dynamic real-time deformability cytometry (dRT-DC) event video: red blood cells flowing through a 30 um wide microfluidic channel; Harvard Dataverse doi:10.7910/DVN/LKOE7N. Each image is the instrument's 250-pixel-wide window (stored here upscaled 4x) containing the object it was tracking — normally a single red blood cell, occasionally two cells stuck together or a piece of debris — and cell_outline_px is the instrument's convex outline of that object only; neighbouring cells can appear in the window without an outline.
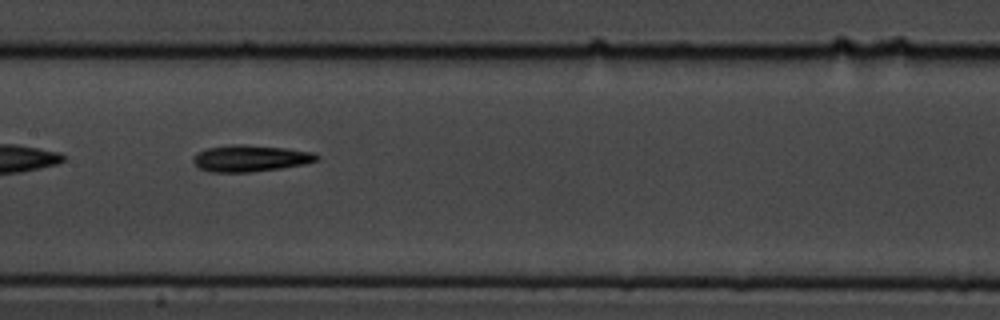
{"species": "common noctule bat (a hibernating species)", "species_latin": "Nyctalus noctula", "temperature_condition": "cold", "stored_images_in_passage": 40, "camera_frame_rate_fps": 3000, "um_per_image_px": 0.085, "animal": {"sex": "male", "body_mass_g": 19.5, "forearm_length_mm": 54.6}, "frame": {"image": 1, "passage_image": 12, "time_ms": 3.667, "image_size_px": [1000, 320], "cell_outline_px": [[320, 156], [316, 160], [304, 164], [280, 168], [248, 172], [212, 172], [200, 168], [192, 160], [192, 156], [196, 152], [208, 148], [228, 144], [244, 144], [284, 148], [312, 152]], "centroid_in_image_um": [21.23, 13.44], "position_along_channel_um": 186.2, "area_um2": 19.02}, "authors_computed_cell_mechanics": {"area_um2": 18.0625, "velocity_mm_per_s": 3.612, "shape_relaxation_time_tau1_ms": 3.5885, "shape_relaxation_time_tau2_ms": null, "deformation_change_tau1": 0.1285, "deformation_change_tau2": null}}